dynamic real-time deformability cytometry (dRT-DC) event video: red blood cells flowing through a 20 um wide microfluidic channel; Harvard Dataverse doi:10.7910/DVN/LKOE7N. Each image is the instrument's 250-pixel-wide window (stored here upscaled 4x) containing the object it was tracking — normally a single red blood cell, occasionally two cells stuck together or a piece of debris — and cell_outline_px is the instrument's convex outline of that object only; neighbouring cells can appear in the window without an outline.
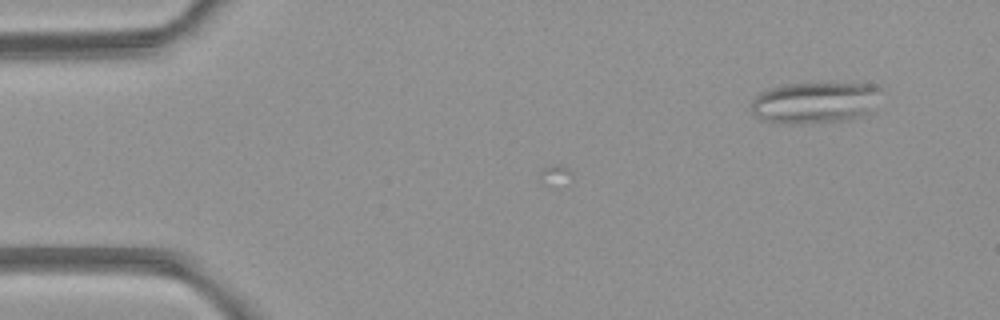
{"species": "common noctule bat (a hibernating species)", "species_latin": "Nyctalus noctula", "temperature_condition": "room temperature", "stored_images_in_passage": 3, "camera_frame_rate_fps": 3000, "um_per_image_px": 0.085, "animal": {"sex": "female", "body_mass_g": 21.9}, "frame": {"image": 1, "passage_image": 3, "time_ms": 3.0, "image_size_px": [1000, 320], "cell_outline_px": [[880, 88], [868, 112], [864, 116], [848, 120], [760, 120], [752, 112], [752, 100], [760, 92], [784, 84], [828, 80], [876, 84]], "centroid_in_image_um": [69.31, 8.59], "position_along_channel_um": 15.7, "area_um2": 30.81}}